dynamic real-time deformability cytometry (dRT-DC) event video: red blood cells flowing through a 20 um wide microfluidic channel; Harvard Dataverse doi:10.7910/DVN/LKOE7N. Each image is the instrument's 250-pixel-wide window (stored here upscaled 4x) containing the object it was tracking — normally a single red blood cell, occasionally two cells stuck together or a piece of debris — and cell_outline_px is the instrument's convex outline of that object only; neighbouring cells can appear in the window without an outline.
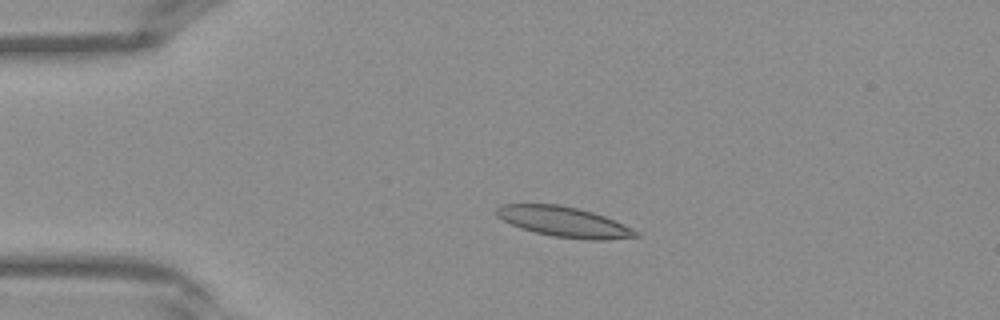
{"species": "Egyptian fruit bat (a non-hibernating species)", "species_latin": "Rousettus aegyptiacus", "temperature_condition": "warm", "stored_images_in_passage": 40, "camera_frame_rate_fps": 3000, "um_per_image_px": 0.085, "frame": {"image": 1, "passage_image": 8, "time_ms": 2.333, "image_size_px": [1000, 320], "cell_outline_px": [[640, 236], [604, 240], [588, 240], [552, 236], [536, 232], [512, 224], [496, 216], [496, 208], [500, 204], [560, 204], [592, 212], [604, 216], [632, 228], [640, 232]], "centroid_in_image_um": [47.96, 18.85], "position_along_channel_um": 37.0, "area_um2": 24.33}}
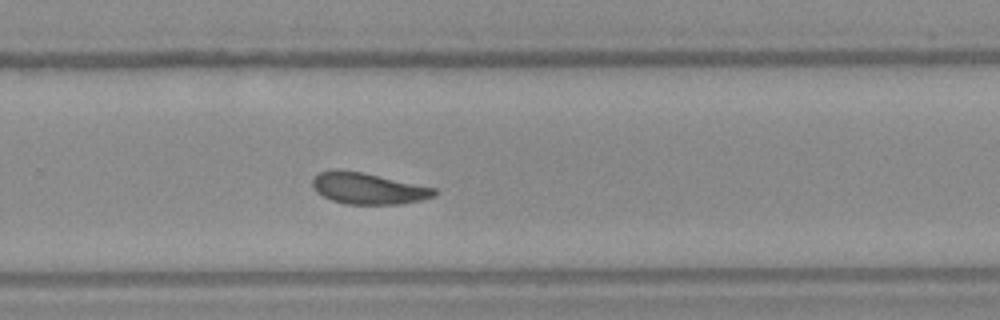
{"frame": {"image": 2, "passage_image": 26, "time_ms": 8.333, "image_size_px": [1000, 320], "cell_outline_px": [[436, 196], [420, 200], [400, 204], [344, 204], [332, 200], [316, 192], [312, 188], [312, 180], [320, 172], [336, 168], [364, 172], [436, 188]], "centroid_in_image_um": [31.27, 16.0], "position_along_channel_um": 298.5, "area_um2": 22.43}}
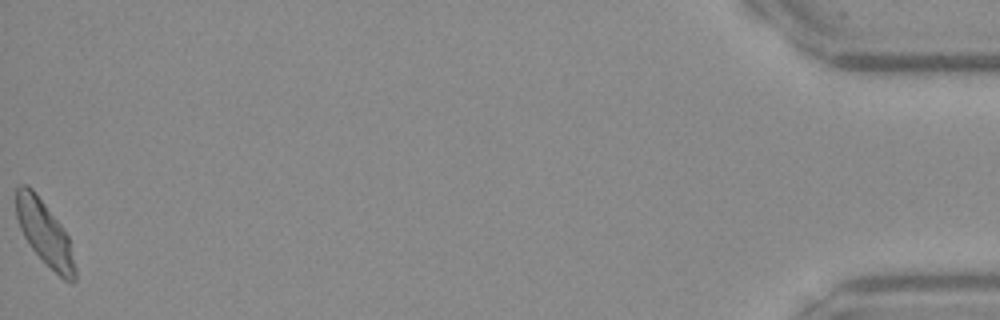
{"frame": {"image": 3, "passage_image": 40, "time_ms": 13.0, "image_size_px": [1000, 320], "cell_outline_px": [[76, 280], [64, 280], [32, 248], [24, 236], [20, 228], [16, 216], [16, 188], [20, 184], [28, 184], [32, 188], [60, 224], [68, 236], [76, 268]], "centroid_in_image_um": [3.78, 19.77], "position_along_channel_um": 431.4, "area_um2": 21.5}}